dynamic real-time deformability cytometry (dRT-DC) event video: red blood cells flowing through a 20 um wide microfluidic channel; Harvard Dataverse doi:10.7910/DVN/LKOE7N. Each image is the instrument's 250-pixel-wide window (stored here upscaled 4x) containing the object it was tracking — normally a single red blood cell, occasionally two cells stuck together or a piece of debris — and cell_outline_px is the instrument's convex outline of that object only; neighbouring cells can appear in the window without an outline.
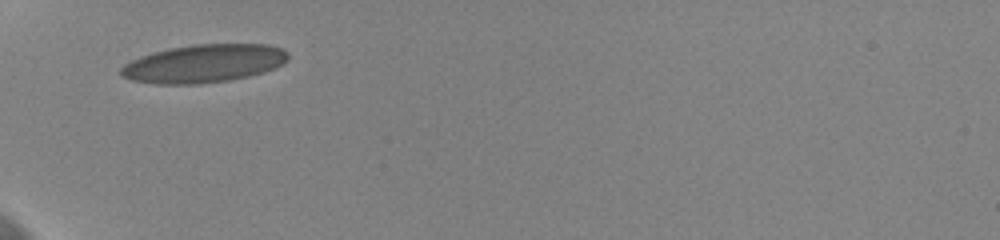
{"species": "human", "species_latin": "Homo sapiens", "temperature_condition": "cold", "stored_images_in_passage": 30, "camera_frame_rate_fps": 3000, "um_per_image_px": 0.085, "donor": {"sex": "female"}, "frame": {"image": 1, "passage_image": 1, "time_ms": 0.0, "image_size_px": [1000, 240], "cell_outline_px": [[288, 60], [284, 64], [264, 72], [248, 76], [228, 80], [200, 84], [156, 84], [132, 80], [120, 76], [120, 68], [124, 64], [140, 56], [172, 48], [192, 44], [268, 44], [280, 48], [288, 52]], "centroid_in_image_um": [17.33, 5.4], "position_along_channel_um": 67.7, "area_um2": 37.17}}
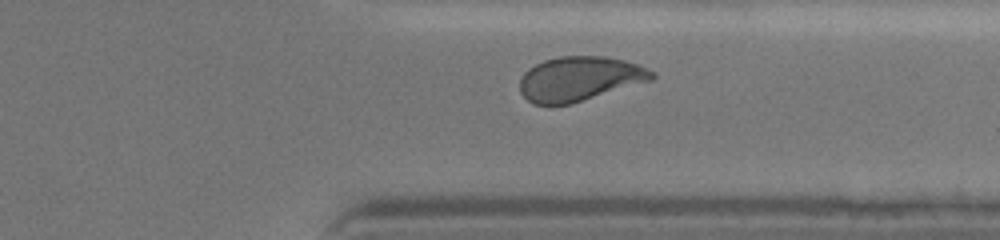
{"frame": {"image": 2, "passage_image": 26, "time_ms": 8.333, "image_size_px": [1000, 240], "cell_outline_px": [[656, 76], [652, 80], [572, 104], [532, 104], [520, 92], [520, 76], [528, 68], [544, 60], [560, 56], [604, 56], [624, 60], [636, 64], [656, 72]], "centroid_in_image_um": [49.26, 6.69], "position_along_channel_um": 362.1, "area_um2": 34.33}, "authors_computed_cell_mechanics": {"area_um2": 34.9112, "velocity_mm_per_s": 3.6365, "shape_relaxation_time_tau1_ms": 6.75, "shape_relaxation_time_tau2_ms": 0.7482, "deformation_change_tau1": 0.1553, "deformation_change_tau2": 0.0567}}